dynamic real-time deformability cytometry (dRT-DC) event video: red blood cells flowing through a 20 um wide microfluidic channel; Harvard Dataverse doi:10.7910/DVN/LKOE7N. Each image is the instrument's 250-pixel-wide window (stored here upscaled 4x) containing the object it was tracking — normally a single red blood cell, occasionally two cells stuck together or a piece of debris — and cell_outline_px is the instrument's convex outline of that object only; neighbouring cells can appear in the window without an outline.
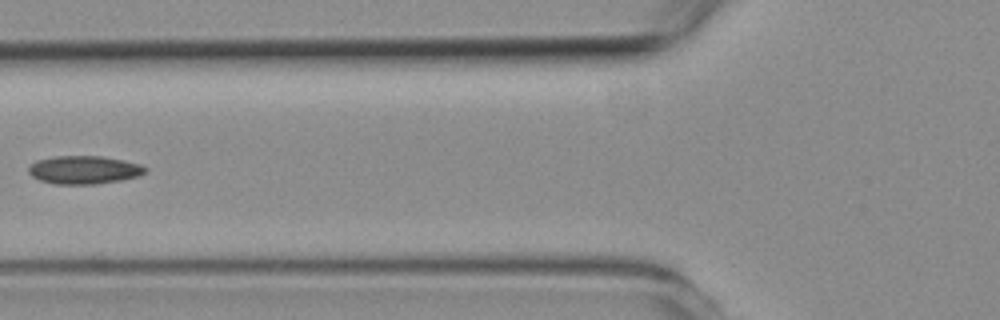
{"species": "common noctule bat (a hibernating species)", "species_latin": "Nyctalus noctula", "temperature_condition": "room temperature", "stored_images_in_passage": 5, "camera_frame_rate_fps": 3000, "um_per_image_px": 0.085, "animal": {"sex": "female", "body_mass_g": 19.3, "forearm_length_mm": 54.1}, "frame": {"image": 1, "passage_image": 5, "time_ms": 4.333, "image_size_px": [1000, 320], "cell_outline_px": [[148, 172], [140, 176], [120, 180], [96, 184], [56, 184], [40, 180], [32, 176], [28, 172], [28, 168], [36, 160], [56, 156], [104, 156], [124, 160], [140, 164], [148, 168]], "centroid_in_image_um": [7.19, 14.43], "position_along_channel_um": 118.6, "area_um2": 19.31}}